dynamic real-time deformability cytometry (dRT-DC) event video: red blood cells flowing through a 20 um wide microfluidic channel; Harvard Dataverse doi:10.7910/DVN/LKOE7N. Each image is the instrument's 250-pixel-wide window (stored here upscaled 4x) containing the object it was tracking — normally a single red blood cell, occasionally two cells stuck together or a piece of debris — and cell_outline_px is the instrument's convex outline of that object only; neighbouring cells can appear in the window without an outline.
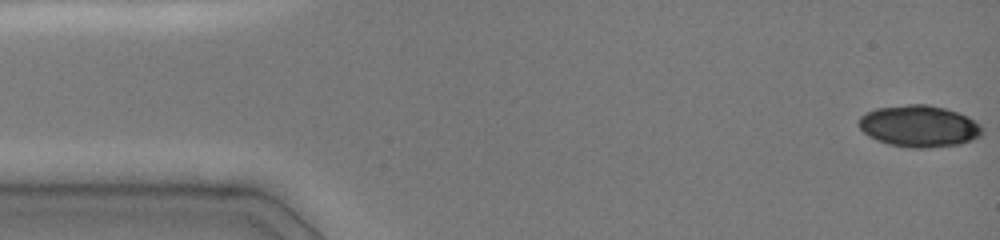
{"species": "common noctule bat (a hibernating species)", "species_latin": "Nyctalus noctula", "temperature_condition": "cold", "stored_images_in_passage": 14, "camera_frame_rate_fps": 3000, "um_per_image_px": 0.085, "animal": {"sex": "female", "body_mass_g": 19.0, "forearm_length_mm": 51.5}, "frame": {"image": 1, "passage_image": 1, "time_ms": 0.0, "image_size_px": [1000, 240], "cell_outline_px": [[984, 128], [980, 136], [972, 140], [960, 144], [928, 148], [912, 148], [888, 144], [876, 140], [868, 136], [860, 128], [860, 116], [876, 108], [908, 104], [928, 104], [944, 108], [968, 116], [980, 124]], "centroid_in_image_um": [78.15, 10.73], "position_along_channel_um": 6.9, "area_um2": 30.0}}
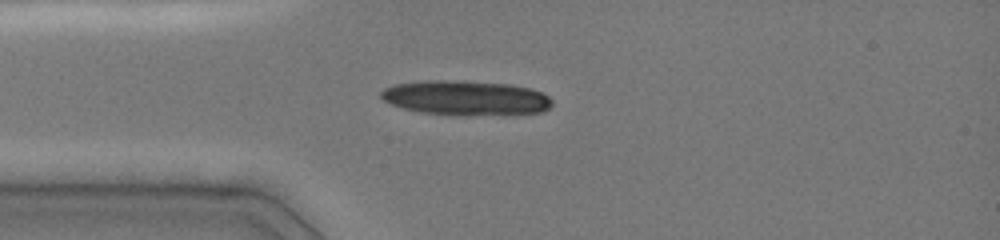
{"frame": {"image": 2, "passage_image": 12, "time_ms": 3.667, "image_size_px": [1000, 240], "cell_outline_px": [[552, 104], [544, 112], [460, 116], [424, 112], [404, 108], [392, 104], [384, 100], [380, 96], [380, 92], [384, 88], [396, 84], [424, 80], [464, 80], [512, 84], [544, 92], [552, 100]], "centroid_in_image_um": [39.61, 8.31], "position_along_channel_um": 45.4, "area_um2": 34.8}}